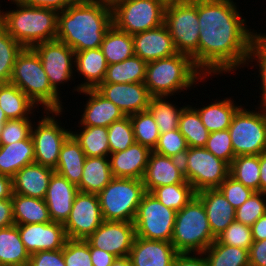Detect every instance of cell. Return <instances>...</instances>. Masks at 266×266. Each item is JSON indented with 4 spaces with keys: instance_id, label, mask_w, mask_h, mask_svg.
Instances as JSON below:
<instances>
[{
    "instance_id": "6da1fadb",
    "label": "cell",
    "mask_w": 266,
    "mask_h": 266,
    "mask_svg": "<svg viewBox=\"0 0 266 266\" xmlns=\"http://www.w3.org/2000/svg\"><path fill=\"white\" fill-rule=\"evenodd\" d=\"M237 6L233 0H197L198 69L206 77L244 68L252 39L262 35L248 28Z\"/></svg>"
},
{
    "instance_id": "7a4b0ae2",
    "label": "cell",
    "mask_w": 266,
    "mask_h": 266,
    "mask_svg": "<svg viewBox=\"0 0 266 266\" xmlns=\"http://www.w3.org/2000/svg\"><path fill=\"white\" fill-rule=\"evenodd\" d=\"M112 25V8L94 0H78L58 12L56 39L74 52L100 48Z\"/></svg>"
},
{
    "instance_id": "3957f363",
    "label": "cell",
    "mask_w": 266,
    "mask_h": 266,
    "mask_svg": "<svg viewBox=\"0 0 266 266\" xmlns=\"http://www.w3.org/2000/svg\"><path fill=\"white\" fill-rule=\"evenodd\" d=\"M9 1L16 5V9L5 12L0 9V23L24 48L56 39L58 11L28 6L18 0Z\"/></svg>"
},
{
    "instance_id": "277c9868",
    "label": "cell",
    "mask_w": 266,
    "mask_h": 266,
    "mask_svg": "<svg viewBox=\"0 0 266 266\" xmlns=\"http://www.w3.org/2000/svg\"><path fill=\"white\" fill-rule=\"evenodd\" d=\"M206 78L189 55L177 53L148 62L144 84L151 96L174 97L175 93L191 90L193 85L195 88L196 84Z\"/></svg>"
},
{
    "instance_id": "5b68a950",
    "label": "cell",
    "mask_w": 266,
    "mask_h": 266,
    "mask_svg": "<svg viewBox=\"0 0 266 266\" xmlns=\"http://www.w3.org/2000/svg\"><path fill=\"white\" fill-rule=\"evenodd\" d=\"M9 83L20 88L42 110L63 111L61 97L52 89L38 54L23 48L17 55Z\"/></svg>"
},
{
    "instance_id": "8992f818",
    "label": "cell",
    "mask_w": 266,
    "mask_h": 266,
    "mask_svg": "<svg viewBox=\"0 0 266 266\" xmlns=\"http://www.w3.org/2000/svg\"><path fill=\"white\" fill-rule=\"evenodd\" d=\"M215 240L205 207L195 196L176 212L171 243L178 253H203Z\"/></svg>"
},
{
    "instance_id": "52a82bcc",
    "label": "cell",
    "mask_w": 266,
    "mask_h": 266,
    "mask_svg": "<svg viewBox=\"0 0 266 266\" xmlns=\"http://www.w3.org/2000/svg\"><path fill=\"white\" fill-rule=\"evenodd\" d=\"M145 192L142 180L113 178L97 194L103 220L134 222L138 206Z\"/></svg>"
},
{
    "instance_id": "ba28073f",
    "label": "cell",
    "mask_w": 266,
    "mask_h": 266,
    "mask_svg": "<svg viewBox=\"0 0 266 266\" xmlns=\"http://www.w3.org/2000/svg\"><path fill=\"white\" fill-rule=\"evenodd\" d=\"M164 24L178 53L189 55L198 68L199 21L197 0L166 4Z\"/></svg>"
},
{
    "instance_id": "9c48e42d",
    "label": "cell",
    "mask_w": 266,
    "mask_h": 266,
    "mask_svg": "<svg viewBox=\"0 0 266 266\" xmlns=\"http://www.w3.org/2000/svg\"><path fill=\"white\" fill-rule=\"evenodd\" d=\"M242 105L228 128L234 155H260L266 151V106L248 110Z\"/></svg>"
},
{
    "instance_id": "30bf717a",
    "label": "cell",
    "mask_w": 266,
    "mask_h": 266,
    "mask_svg": "<svg viewBox=\"0 0 266 266\" xmlns=\"http://www.w3.org/2000/svg\"><path fill=\"white\" fill-rule=\"evenodd\" d=\"M182 164L185 179L196 193L218 188L230 172V166L205 147H188Z\"/></svg>"
},
{
    "instance_id": "8fae6325",
    "label": "cell",
    "mask_w": 266,
    "mask_h": 266,
    "mask_svg": "<svg viewBox=\"0 0 266 266\" xmlns=\"http://www.w3.org/2000/svg\"><path fill=\"white\" fill-rule=\"evenodd\" d=\"M165 7L162 0H125L112 8V22L133 36L162 25Z\"/></svg>"
},
{
    "instance_id": "7c38bea8",
    "label": "cell",
    "mask_w": 266,
    "mask_h": 266,
    "mask_svg": "<svg viewBox=\"0 0 266 266\" xmlns=\"http://www.w3.org/2000/svg\"><path fill=\"white\" fill-rule=\"evenodd\" d=\"M63 111L45 110L44 115L32 126L31 138L34 144L35 163L55 170L61 147L71 135V129H65L57 120ZM51 114V115H50ZM37 126V127H36Z\"/></svg>"
},
{
    "instance_id": "4fadbf2b",
    "label": "cell",
    "mask_w": 266,
    "mask_h": 266,
    "mask_svg": "<svg viewBox=\"0 0 266 266\" xmlns=\"http://www.w3.org/2000/svg\"><path fill=\"white\" fill-rule=\"evenodd\" d=\"M175 217V210L167 208L150 192H145L134 220L136 236L171 242Z\"/></svg>"
},
{
    "instance_id": "5bb4252c",
    "label": "cell",
    "mask_w": 266,
    "mask_h": 266,
    "mask_svg": "<svg viewBox=\"0 0 266 266\" xmlns=\"http://www.w3.org/2000/svg\"><path fill=\"white\" fill-rule=\"evenodd\" d=\"M32 49L38 54L52 89L61 96L59 86L74 77V50L57 39L39 43Z\"/></svg>"
},
{
    "instance_id": "9a60e30c",
    "label": "cell",
    "mask_w": 266,
    "mask_h": 266,
    "mask_svg": "<svg viewBox=\"0 0 266 266\" xmlns=\"http://www.w3.org/2000/svg\"><path fill=\"white\" fill-rule=\"evenodd\" d=\"M97 194L79 191L63 224L68 239H87L103 222Z\"/></svg>"
},
{
    "instance_id": "2e32d148",
    "label": "cell",
    "mask_w": 266,
    "mask_h": 266,
    "mask_svg": "<svg viewBox=\"0 0 266 266\" xmlns=\"http://www.w3.org/2000/svg\"><path fill=\"white\" fill-rule=\"evenodd\" d=\"M135 237L134 222L104 220L85 240L92 247L119 258L129 256Z\"/></svg>"
},
{
    "instance_id": "e0dca14e",
    "label": "cell",
    "mask_w": 266,
    "mask_h": 266,
    "mask_svg": "<svg viewBox=\"0 0 266 266\" xmlns=\"http://www.w3.org/2000/svg\"><path fill=\"white\" fill-rule=\"evenodd\" d=\"M96 90L113 102L125 116L147 110L152 97L144 82L101 83Z\"/></svg>"
},
{
    "instance_id": "ac0fdd59",
    "label": "cell",
    "mask_w": 266,
    "mask_h": 266,
    "mask_svg": "<svg viewBox=\"0 0 266 266\" xmlns=\"http://www.w3.org/2000/svg\"><path fill=\"white\" fill-rule=\"evenodd\" d=\"M17 227L30 255L38 251L63 249L68 239L63 224L59 222L23 224Z\"/></svg>"
},
{
    "instance_id": "d6986e66",
    "label": "cell",
    "mask_w": 266,
    "mask_h": 266,
    "mask_svg": "<svg viewBox=\"0 0 266 266\" xmlns=\"http://www.w3.org/2000/svg\"><path fill=\"white\" fill-rule=\"evenodd\" d=\"M142 181L146 192L165 185L184 183L182 160L151 151Z\"/></svg>"
},
{
    "instance_id": "ffe728a7",
    "label": "cell",
    "mask_w": 266,
    "mask_h": 266,
    "mask_svg": "<svg viewBox=\"0 0 266 266\" xmlns=\"http://www.w3.org/2000/svg\"><path fill=\"white\" fill-rule=\"evenodd\" d=\"M132 38L134 55L147 63L178 53L164 23L159 27L135 34Z\"/></svg>"
},
{
    "instance_id": "44dd1931",
    "label": "cell",
    "mask_w": 266,
    "mask_h": 266,
    "mask_svg": "<svg viewBox=\"0 0 266 266\" xmlns=\"http://www.w3.org/2000/svg\"><path fill=\"white\" fill-rule=\"evenodd\" d=\"M78 187L56 172L50 178L44 200L51 221L64 224L68 219Z\"/></svg>"
},
{
    "instance_id": "7402d4cb",
    "label": "cell",
    "mask_w": 266,
    "mask_h": 266,
    "mask_svg": "<svg viewBox=\"0 0 266 266\" xmlns=\"http://www.w3.org/2000/svg\"><path fill=\"white\" fill-rule=\"evenodd\" d=\"M177 254L171 242L136 236L129 258L132 266H173Z\"/></svg>"
},
{
    "instance_id": "603a6c76",
    "label": "cell",
    "mask_w": 266,
    "mask_h": 266,
    "mask_svg": "<svg viewBox=\"0 0 266 266\" xmlns=\"http://www.w3.org/2000/svg\"><path fill=\"white\" fill-rule=\"evenodd\" d=\"M78 93L89 96L78 125L108 127L126 117L113 102L107 100L96 89L80 90Z\"/></svg>"
},
{
    "instance_id": "cb8c5ba5",
    "label": "cell",
    "mask_w": 266,
    "mask_h": 266,
    "mask_svg": "<svg viewBox=\"0 0 266 266\" xmlns=\"http://www.w3.org/2000/svg\"><path fill=\"white\" fill-rule=\"evenodd\" d=\"M151 150L134 142L126 150L108 157L113 178H134L142 180Z\"/></svg>"
},
{
    "instance_id": "d4e9b609",
    "label": "cell",
    "mask_w": 266,
    "mask_h": 266,
    "mask_svg": "<svg viewBox=\"0 0 266 266\" xmlns=\"http://www.w3.org/2000/svg\"><path fill=\"white\" fill-rule=\"evenodd\" d=\"M54 169L38 163L24 166L12 177L13 193L44 199Z\"/></svg>"
},
{
    "instance_id": "484cf974",
    "label": "cell",
    "mask_w": 266,
    "mask_h": 266,
    "mask_svg": "<svg viewBox=\"0 0 266 266\" xmlns=\"http://www.w3.org/2000/svg\"><path fill=\"white\" fill-rule=\"evenodd\" d=\"M202 201L212 234L217 238L235 221V208L227 201L218 188L205 189L196 193Z\"/></svg>"
},
{
    "instance_id": "4316f807",
    "label": "cell",
    "mask_w": 266,
    "mask_h": 266,
    "mask_svg": "<svg viewBox=\"0 0 266 266\" xmlns=\"http://www.w3.org/2000/svg\"><path fill=\"white\" fill-rule=\"evenodd\" d=\"M108 63L101 48L75 52V72L84 81L74 86V91L96 89L104 80Z\"/></svg>"
},
{
    "instance_id": "83f0119b",
    "label": "cell",
    "mask_w": 266,
    "mask_h": 266,
    "mask_svg": "<svg viewBox=\"0 0 266 266\" xmlns=\"http://www.w3.org/2000/svg\"><path fill=\"white\" fill-rule=\"evenodd\" d=\"M35 162L34 144L28 139L0 145V174L13 177L20 169Z\"/></svg>"
},
{
    "instance_id": "f1b7e54d",
    "label": "cell",
    "mask_w": 266,
    "mask_h": 266,
    "mask_svg": "<svg viewBox=\"0 0 266 266\" xmlns=\"http://www.w3.org/2000/svg\"><path fill=\"white\" fill-rule=\"evenodd\" d=\"M86 156L75 138L70 135L61 147L55 172L70 183L80 184Z\"/></svg>"
},
{
    "instance_id": "f546056e",
    "label": "cell",
    "mask_w": 266,
    "mask_h": 266,
    "mask_svg": "<svg viewBox=\"0 0 266 266\" xmlns=\"http://www.w3.org/2000/svg\"><path fill=\"white\" fill-rule=\"evenodd\" d=\"M231 98L216 99L214 103L211 102L207 106L194 107L210 133L227 130L231 125L234 114L242 106L241 104L238 106L237 103H234L236 101Z\"/></svg>"
},
{
    "instance_id": "4dcf8cb0",
    "label": "cell",
    "mask_w": 266,
    "mask_h": 266,
    "mask_svg": "<svg viewBox=\"0 0 266 266\" xmlns=\"http://www.w3.org/2000/svg\"><path fill=\"white\" fill-rule=\"evenodd\" d=\"M37 107L39 106L16 85L11 83L0 84V108L4 111L8 120L32 118Z\"/></svg>"
},
{
    "instance_id": "1f68e13d",
    "label": "cell",
    "mask_w": 266,
    "mask_h": 266,
    "mask_svg": "<svg viewBox=\"0 0 266 266\" xmlns=\"http://www.w3.org/2000/svg\"><path fill=\"white\" fill-rule=\"evenodd\" d=\"M113 179L109 157H86L78 190L98 194Z\"/></svg>"
},
{
    "instance_id": "d6a6232c",
    "label": "cell",
    "mask_w": 266,
    "mask_h": 266,
    "mask_svg": "<svg viewBox=\"0 0 266 266\" xmlns=\"http://www.w3.org/2000/svg\"><path fill=\"white\" fill-rule=\"evenodd\" d=\"M30 256L17 225L0 228V266H27Z\"/></svg>"
},
{
    "instance_id": "836d02e7",
    "label": "cell",
    "mask_w": 266,
    "mask_h": 266,
    "mask_svg": "<svg viewBox=\"0 0 266 266\" xmlns=\"http://www.w3.org/2000/svg\"><path fill=\"white\" fill-rule=\"evenodd\" d=\"M15 225L49 223L51 218L44 199L12 194Z\"/></svg>"
},
{
    "instance_id": "e575fe53",
    "label": "cell",
    "mask_w": 266,
    "mask_h": 266,
    "mask_svg": "<svg viewBox=\"0 0 266 266\" xmlns=\"http://www.w3.org/2000/svg\"><path fill=\"white\" fill-rule=\"evenodd\" d=\"M71 135L79 143L86 157H108L110 155L107 127L77 126Z\"/></svg>"
},
{
    "instance_id": "d590c367",
    "label": "cell",
    "mask_w": 266,
    "mask_h": 266,
    "mask_svg": "<svg viewBox=\"0 0 266 266\" xmlns=\"http://www.w3.org/2000/svg\"><path fill=\"white\" fill-rule=\"evenodd\" d=\"M100 48L108 65L120 63L134 55L132 35L119 30L114 25L106 32Z\"/></svg>"
},
{
    "instance_id": "8d00e7d4",
    "label": "cell",
    "mask_w": 266,
    "mask_h": 266,
    "mask_svg": "<svg viewBox=\"0 0 266 266\" xmlns=\"http://www.w3.org/2000/svg\"><path fill=\"white\" fill-rule=\"evenodd\" d=\"M147 62L133 55L120 63L110 64L102 83H141L146 78Z\"/></svg>"
},
{
    "instance_id": "74e56055",
    "label": "cell",
    "mask_w": 266,
    "mask_h": 266,
    "mask_svg": "<svg viewBox=\"0 0 266 266\" xmlns=\"http://www.w3.org/2000/svg\"><path fill=\"white\" fill-rule=\"evenodd\" d=\"M178 130L185 137L188 147L202 148L206 146L210 132L192 105L183 108L179 117Z\"/></svg>"
},
{
    "instance_id": "f35d334b",
    "label": "cell",
    "mask_w": 266,
    "mask_h": 266,
    "mask_svg": "<svg viewBox=\"0 0 266 266\" xmlns=\"http://www.w3.org/2000/svg\"><path fill=\"white\" fill-rule=\"evenodd\" d=\"M168 98L170 96H152L147 109L157 123L160 133L178 129L179 117L185 107L176 106V103L173 104Z\"/></svg>"
},
{
    "instance_id": "ab89813d",
    "label": "cell",
    "mask_w": 266,
    "mask_h": 266,
    "mask_svg": "<svg viewBox=\"0 0 266 266\" xmlns=\"http://www.w3.org/2000/svg\"><path fill=\"white\" fill-rule=\"evenodd\" d=\"M203 254L208 266H250L247 249L222 244L217 239Z\"/></svg>"
},
{
    "instance_id": "60d3db41",
    "label": "cell",
    "mask_w": 266,
    "mask_h": 266,
    "mask_svg": "<svg viewBox=\"0 0 266 266\" xmlns=\"http://www.w3.org/2000/svg\"><path fill=\"white\" fill-rule=\"evenodd\" d=\"M229 175L255 192H260L259 155L236 156L230 165Z\"/></svg>"
},
{
    "instance_id": "b9f144b4",
    "label": "cell",
    "mask_w": 266,
    "mask_h": 266,
    "mask_svg": "<svg viewBox=\"0 0 266 266\" xmlns=\"http://www.w3.org/2000/svg\"><path fill=\"white\" fill-rule=\"evenodd\" d=\"M150 193L167 208L175 210L176 212L180 211L193 197L196 196V192L187 181L184 183L157 187Z\"/></svg>"
},
{
    "instance_id": "7bdbcfd3",
    "label": "cell",
    "mask_w": 266,
    "mask_h": 266,
    "mask_svg": "<svg viewBox=\"0 0 266 266\" xmlns=\"http://www.w3.org/2000/svg\"><path fill=\"white\" fill-rule=\"evenodd\" d=\"M135 142L151 151L157 146L160 132L157 123L148 110L130 115Z\"/></svg>"
},
{
    "instance_id": "ee69618b",
    "label": "cell",
    "mask_w": 266,
    "mask_h": 266,
    "mask_svg": "<svg viewBox=\"0 0 266 266\" xmlns=\"http://www.w3.org/2000/svg\"><path fill=\"white\" fill-rule=\"evenodd\" d=\"M23 48L0 23V84L9 83L16 57Z\"/></svg>"
},
{
    "instance_id": "f6af8a7d",
    "label": "cell",
    "mask_w": 266,
    "mask_h": 266,
    "mask_svg": "<svg viewBox=\"0 0 266 266\" xmlns=\"http://www.w3.org/2000/svg\"><path fill=\"white\" fill-rule=\"evenodd\" d=\"M257 63V65H252ZM251 65H250V64ZM250 66L251 68L256 67L258 68V78L260 77V83L259 89L260 92V103L259 106H266V33H263L262 35H255L252 39L251 45H250V51L248 54V59L245 67ZM258 66V67H257Z\"/></svg>"
},
{
    "instance_id": "bcb514c9",
    "label": "cell",
    "mask_w": 266,
    "mask_h": 266,
    "mask_svg": "<svg viewBox=\"0 0 266 266\" xmlns=\"http://www.w3.org/2000/svg\"><path fill=\"white\" fill-rule=\"evenodd\" d=\"M110 154L126 150L135 142L130 116L107 127Z\"/></svg>"
},
{
    "instance_id": "7dc6e473",
    "label": "cell",
    "mask_w": 266,
    "mask_h": 266,
    "mask_svg": "<svg viewBox=\"0 0 266 266\" xmlns=\"http://www.w3.org/2000/svg\"><path fill=\"white\" fill-rule=\"evenodd\" d=\"M187 149L185 137L178 129H175L170 132L160 133L157 146L153 151L163 156L182 160Z\"/></svg>"
},
{
    "instance_id": "c3c4849f",
    "label": "cell",
    "mask_w": 266,
    "mask_h": 266,
    "mask_svg": "<svg viewBox=\"0 0 266 266\" xmlns=\"http://www.w3.org/2000/svg\"><path fill=\"white\" fill-rule=\"evenodd\" d=\"M266 193L255 192L235 210V221L252 226L266 213Z\"/></svg>"
},
{
    "instance_id": "681fc988",
    "label": "cell",
    "mask_w": 266,
    "mask_h": 266,
    "mask_svg": "<svg viewBox=\"0 0 266 266\" xmlns=\"http://www.w3.org/2000/svg\"><path fill=\"white\" fill-rule=\"evenodd\" d=\"M220 243L249 250L253 244L251 226L234 221L217 238Z\"/></svg>"
},
{
    "instance_id": "f907efd6",
    "label": "cell",
    "mask_w": 266,
    "mask_h": 266,
    "mask_svg": "<svg viewBox=\"0 0 266 266\" xmlns=\"http://www.w3.org/2000/svg\"><path fill=\"white\" fill-rule=\"evenodd\" d=\"M66 266H93L89 243L83 239H67L63 247Z\"/></svg>"
},
{
    "instance_id": "816d5d0a",
    "label": "cell",
    "mask_w": 266,
    "mask_h": 266,
    "mask_svg": "<svg viewBox=\"0 0 266 266\" xmlns=\"http://www.w3.org/2000/svg\"><path fill=\"white\" fill-rule=\"evenodd\" d=\"M33 119L35 120V118L7 120L0 132V145L28 139L31 136Z\"/></svg>"
},
{
    "instance_id": "f5cc1de1",
    "label": "cell",
    "mask_w": 266,
    "mask_h": 266,
    "mask_svg": "<svg viewBox=\"0 0 266 266\" xmlns=\"http://www.w3.org/2000/svg\"><path fill=\"white\" fill-rule=\"evenodd\" d=\"M205 148L217 158L225 161L229 166L236 157L228 129L209 133Z\"/></svg>"
},
{
    "instance_id": "db71d44e",
    "label": "cell",
    "mask_w": 266,
    "mask_h": 266,
    "mask_svg": "<svg viewBox=\"0 0 266 266\" xmlns=\"http://www.w3.org/2000/svg\"><path fill=\"white\" fill-rule=\"evenodd\" d=\"M218 189L235 209L239 208L255 193L230 175L220 184Z\"/></svg>"
},
{
    "instance_id": "11a10c76",
    "label": "cell",
    "mask_w": 266,
    "mask_h": 266,
    "mask_svg": "<svg viewBox=\"0 0 266 266\" xmlns=\"http://www.w3.org/2000/svg\"><path fill=\"white\" fill-rule=\"evenodd\" d=\"M27 266H66L63 259V249L35 252L31 254Z\"/></svg>"
},
{
    "instance_id": "9f6ffc18",
    "label": "cell",
    "mask_w": 266,
    "mask_h": 266,
    "mask_svg": "<svg viewBox=\"0 0 266 266\" xmlns=\"http://www.w3.org/2000/svg\"><path fill=\"white\" fill-rule=\"evenodd\" d=\"M248 255L250 266H266V239L254 241Z\"/></svg>"
},
{
    "instance_id": "6f0895ef",
    "label": "cell",
    "mask_w": 266,
    "mask_h": 266,
    "mask_svg": "<svg viewBox=\"0 0 266 266\" xmlns=\"http://www.w3.org/2000/svg\"><path fill=\"white\" fill-rule=\"evenodd\" d=\"M173 266H208V263L203 253H178Z\"/></svg>"
},
{
    "instance_id": "680465c9",
    "label": "cell",
    "mask_w": 266,
    "mask_h": 266,
    "mask_svg": "<svg viewBox=\"0 0 266 266\" xmlns=\"http://www.w3.org/2000/svg\"><path fill=\"white\" fill-rule=\"evenodd\" d=\"M18 1L28 6L51 8L59 12L63 11L66 7L77 2L78 0H18Z\"/></svg>"
},
{
    "instance_id": "91938a15",
    "label": "cell",
    "mask_w": 266,
    "mask_h": 266,
    "mask_svg": "<svg viewBox=\"0 0 266 266\" xmlns=\"http://www.w3.org/2000/svg\"><path fill=\"white\" fill-rule=\"evenodd\" d=\"M91 263L93 266H111L116 257L104 250L92 247L89 244Z\"/></svg>"
},
{
    "instance_id": "94428289",
    "label": "cell",
    "mask_w": 266,
    "mask_h": 266,
    "mask_svg": "<svg viewBox=\"0 0 266 266\" xmlns=\"http://www.w3.org/2000/svg\"><path fill=\"white\" fill-rule=\"evenodd\" d=\"M14 225L13 205L11 199L0 200V228Z\"/></svg>"
},
{
    "instance_id": "6125c7cd",
    "label": "cell",
    "mask_w": 266,
    "mask_h": 266,
    "mask_svg": "<svg viewBox=\"0 0 266 266\" xmlns=\"http://www.w3.org/2000/svg\"><path fill=\"white\" fill-rule=\"evenodd\" d=\"M251 232L253 241L266 239V213L251 226Z\"/></svg>"
},
{
    "instance_id": "be15d7a7",
    "label": "cell",
    "mask_w": 266,
    "mask_h": 266,
    "mask_svg": "<svg viewBox=\"0 0 266 266\" xmlns=\"http://www.w3.org/2000/svg\"><path fill=\"white\" fill-rule=\"evenodd\" d=\"M13 194L12 177L0 174V200L11 199Z\"/></svg>"
},
{
    "instance_id": "e7e4bbea",
    "label": "cell",
    "mask_w": 266,
    "mask_h": 266,
    "mask_svg": "<svg viewBox=\"0 0 266 266\" xmlns=\"http://www.w3.org/2000/svg\"><path fill=\"white\" fill-rule=\"evenodd\" d=\"M260 192L266 193V151L259 155Z\"/></svg>"
},
{
    "instance_id": "03108f58",
    "label": "cell",
    "mask_w": 266,
    "mask_h": 266,
    "mask_svg": "<svg viewBox=\"0 0 266 266\" xmlns=\"http://www.w3.org/2000/svg\"><path fill=\"white\" fill-rule=\"evenodd\" d=\"M111 266H132L129 256L116 258Z\"/></svg>"
},
{
    "instance_id": "003e7915",
    "label": "cell",
    "mask_w": 266,
    "mask_h": 266,
    "mask_svg": "<svg viewBox=\"0 0 266 266\" xmlns=\"http://www.w3.org/2000/svg\"><path fill=\"white\" fill-rule=\"evenodd\" d=\"M94 1L104 4L107 7L113 8L115 5L125 0H94Z\"/></svg>"
},
{
    "instance_id": "a7ac6f4b",
    "label": "cell",
    "mask_w": 266,
    "mask_h": 266,
    "mask_svg": "<svg viewBox=\"0 0 266 266\" xmlns=\"http://www.w3.org/2000/svg\"><path fill=\"white\" fill-rule=\"evenodd\" d=\"M7 116L5 115L4 111L0 108V127H3L7 121Z\"/></svg>"
},
{
    "instance_id": "89a4df30",
    "label": "cell",
    "mask_w": 266,
    "mask_h": 266,
    "mask_svg": "<svg viewBox=\"0 0 266 266\" xmlns=\"http://www.w3.org/2000/svg\"><path fill=\"white\" fill-rule=\"evenodd\" d=\"M165 4H169V3H176V2H182L185 0H162Z\"/></svg>"
}]
</instances>
